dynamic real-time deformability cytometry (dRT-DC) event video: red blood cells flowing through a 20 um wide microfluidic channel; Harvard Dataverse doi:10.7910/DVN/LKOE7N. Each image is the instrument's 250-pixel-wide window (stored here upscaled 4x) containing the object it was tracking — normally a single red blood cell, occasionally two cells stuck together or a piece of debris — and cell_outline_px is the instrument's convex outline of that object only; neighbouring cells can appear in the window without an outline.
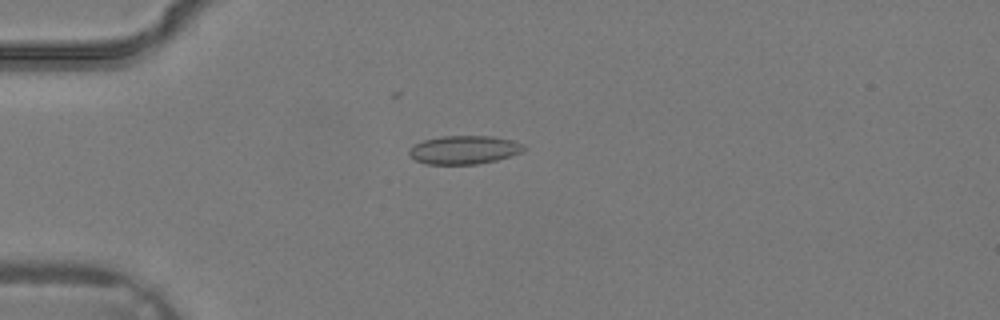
{"species": "common noctule bat (a hibernating species)", "species_latin": "Nyctalus noctula", "temperature_condition": "warm", "stored_images_in_passage": 37, "camera_frame_rate_fps": 3000, "um_per_image_px": 0.085, "animal": {"sex": "male", "body_mass_g": 19.2, "forearm_length_mm": 51.8}, "frame": {"image": 1, "passage_image": 10, "time_ms": 3.0, "image_size_px": [1000, 320], "cell_outline_px": [[524, 148], [520, 152], [496, 160], [476, 164], [428, 164], [416, 160], [408, 152], [416, 144], [424, 140], [440, 136], [492, 136], [512, 140], [520, 144]], "centroid_in_image_um": [39.43, 12.73], "position_along_channel_um": 45.6, "area_um2": 18.55}}
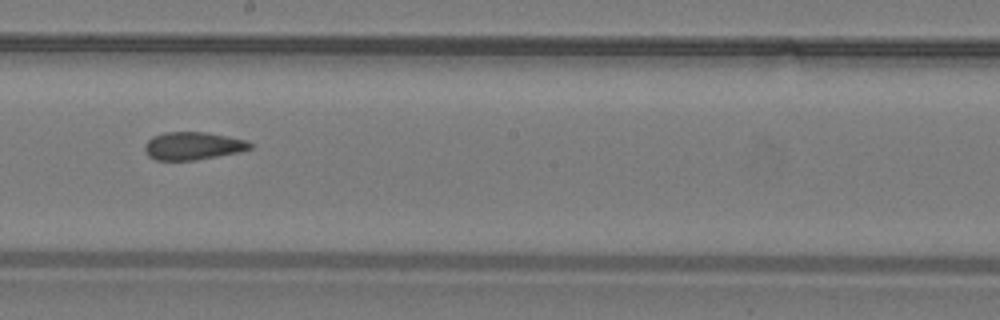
{"frame": {"image": 2, "passage_image": 21, "time_ms": 6.667, "image_size_px": [1000, 320], "cell_outline_px": [[252, 148], [240, 152], [196, 160], [156, 160], [148, 156], [144, 152], [144, 144], [152, 136], [164, 132], [204, 132], [248, 140], [252, 144]], "centroid_in_image_um": [16.38, 12.4], "position_along_channel_um": 231.8, "area_um2": 17.22}}
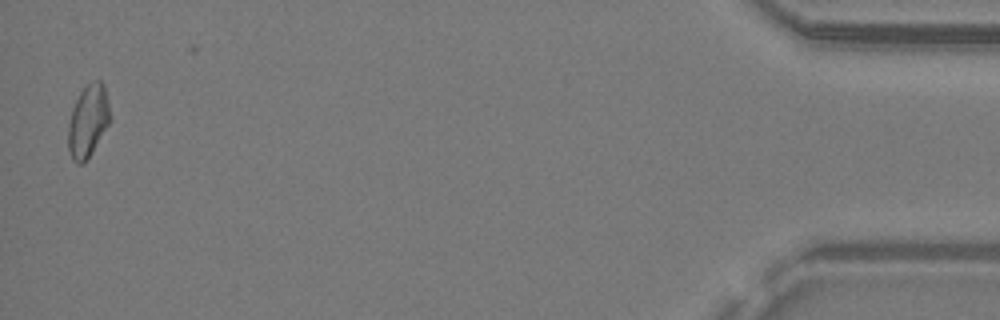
{"frame": {"image": 3, "passage_image": 36, "time_ms": 11.667, "image_size_px": [1000, 320], "cell_outline_px": [[112, 116], [108, 124], [88, 160], [84, 164], [76, 164], [72, 160], [68, 148], [68, 124], [72, 108], [80, 92], [92, 80], [100, 80], [104, 84]], "centroid_in_image_um": [7.49, 10.31], "position_along_channel_um": 427.7, "area_um2": 17.92}}